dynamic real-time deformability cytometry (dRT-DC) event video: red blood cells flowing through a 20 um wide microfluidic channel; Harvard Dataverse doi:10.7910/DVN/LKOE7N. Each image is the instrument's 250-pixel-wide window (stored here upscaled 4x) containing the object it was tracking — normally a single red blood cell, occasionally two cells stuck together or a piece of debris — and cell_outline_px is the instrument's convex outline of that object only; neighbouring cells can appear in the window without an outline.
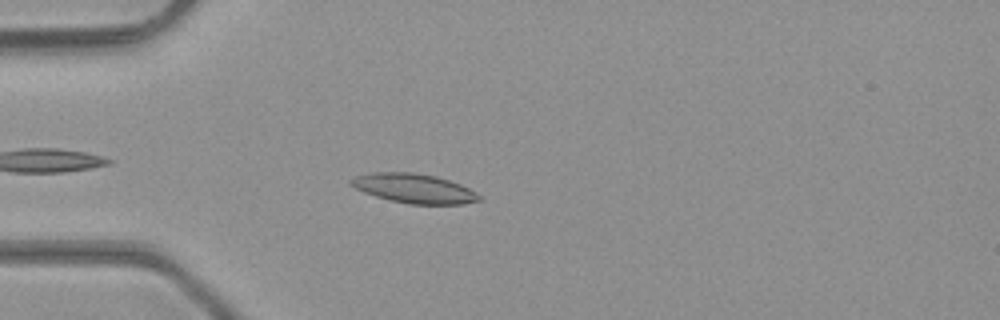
{"species": "common noctule bat (a hibernating species)", "species_latin": "Nyctalus noctula", "temperature_condition": "room temperature", "stored_images_in_passage": 39, "camera_frame_rate_fps": 3000, "um_per_image_px": 0.085, "animal": {"sex": "male", "body_mass_g": 23.1, "forearm_length_mm": 52.7}, "frame": {"image": 1, "passage_image": 5, "time_ms": 1.333, "image_size_px": [1000, 320], "cell_outline_px": [[480, 200], [464, 204], [408, 204], [376, 196], [364, 192], [348, 184], [348, 180], [356, 176], [372, 172], [412, 172], [436, 176], [460, 184], [476, 192], [480, 196]], "centroid_in_image_um": [35.17, 16.01], "position_along_channel_um": 49.8, "area_um2": 21.85}}
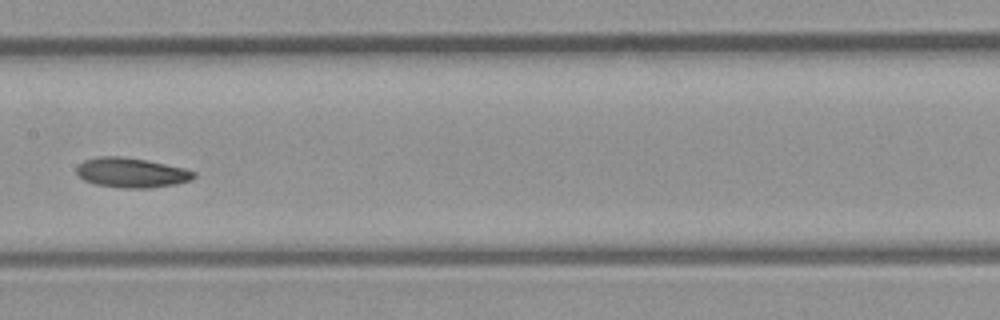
{"frame": {"image": 2, "passage_image": 16, "time_ms": 5.0, "image_size_px": [1000, 320], "cell_outline_px": [[196, 176], [192, 180], [176, 184], [152, 188], [124, 188], [96, 184], [84, 180], [76, 172], [76, 168], [84, 160], [100, 156], [120, 156], [148, 160], [184, 168], [196, 172]], "centroid_in_image_um": [11.21, 14.68], "position_along_channel_um": 196.2, "area_um2": 20.4}}
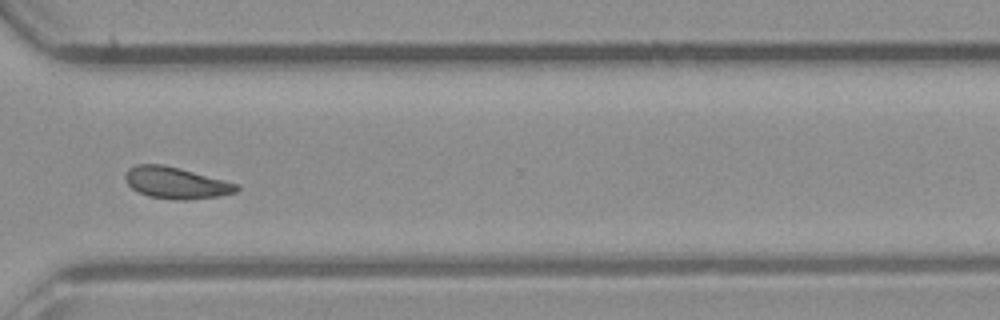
{"frame": {"image": 3, "passage_image": 27, "time_ms": 8.667, "image_size_px": [1000, 320], "cell_outline_px": [[240, 188], [236, 192], [220, 196], [188, 200], [176, 200], [148, 196], [132, 188], [124, 180], [124, 176], [128, 168], [136, 164], [160, 164], [180, 168], [240, 184]], "centroid_in_image_um": [14.98, 15.54], "position_along_channel_um": 355.6, "area_um2": 20.63}, "authors_computed_cell_mechanics": {"area_um2": 20.23, "velocity_mm_per_s": 4.3494, "shape_relaxation_time_tau1_ms": 6.3938, "shape_relaxation_time_tau2_ms": 5.561, "deformation_change_tau1": 0.1246, "deformation_change_tau2": 0.1206}}